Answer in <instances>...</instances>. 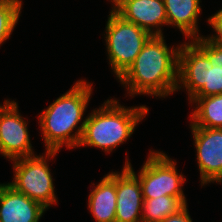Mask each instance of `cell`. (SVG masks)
<instances>
[{"instance_id": "6da1fadb", "label": "cell", "mask_w": 222, "mask_h": 222, "mask_svg": "<svg viewBox=\"0 0 222 222\" xmlns=\"http://www.w3.org/2000/svg\"><path fill=\"white\" fill-rule=\"evenodd\" d=\"M163 36H152L143 46L129 69L119 78L129 96L149 95L161 98L176 92L178 84V52Z\"/></svg>"}, {"instance_id": "7a4b0ae2", "label": "cell", "mask_w": 222, "mask_h": 222, "mask_svg": "<svg viewBox=\"0 0 222 222\" xmlns=\"http://www.w3.org/2000/svg\"><path fill=\"white\" fill-rule=\"evenodd\" d=\"M92 86V83L78 80L39 115L38 123L47 151L60 152L63 145L67 149L78 148L86 120L83 119L84 112L93 93Z\"/></svg>"}, {"instance_id": "3957f363", "label": "cell", "mask_w": 222, "mask_h": 222, "mask_svg": "<svg viewBox=\"0 0 222 222\" xmlns=\"http://www.w3.org/2000/svg\"><path fill=\"white\" fill-rule=\"evenodd\" d=\"M148 111L145 105L125 107L115 98L105 100L87 115L78 147H96L111 153L131 137Z\"/></svg>"}, {"instance_id": "277c9868", "label": "cell", "mask_w": 222, "mask_h": 222, "mask_svg": "<svg viewBox=\"0 0 222 222\" xmlns=\"http://www.w3.org/2000/svg\"><path fill=\"white\" fill-rule=\"evenodd\" d=\"M186 89L193 97L222 94V68L212 66L208 58L191 42L180 44L177 90Z\"/></svg>"}, {"instance_id": "5b68a950", "label": "cell", "mask_w": 222, "mask_h": 222, "mask_svg": "<svg viewBox=\"0 0 222 222\" xmlns=\"http://www.w3.org/2000/svg\"><path fill=\"white\" fill-rule=\"evenodd\" d=\"M105 27V45L112 72L119 79L136 60L143 46L152 37L134 23L122 19L112 9Z\"/></svg>"}, {"instance_id": "8992f818", "label": "cell", "mask_w": 222, "mask_h": 222, "mask_svg": "<svg viewBox=\"0 0 222 222\" xmlns=\"http://www.w3.org/2000/svg\"><path fill=\"white\" fill-rule=\"evenodd\" d=\"M45 156L32 155L13 160V180L8 184L16 191L26 195L32 200L41 203L49 209L57 204L55 187L51 170L48 164L58 151H47ZM48 158V159H47ZM56 202V203H55Z\"/></svg>"}, {"instance_id": "52a82bcc", "label": "cell", "mask_w": 222, "mask_h": 222, "mask_svg": "<svg viewBox=\"0 0 222 222\" xmlns=\"http://www.w3.org/2000/svg\"><path fill=\"white\" fill-rule=\"evenodd\" d=\"M148 155L138 174L143 198L185 197L182 188L186 179L177 172L175 160L163 151L150 150Z\"/></svg>"}, {"instance_id": "ba28073f", "label": "cell", "mask_w": 222, "mask_h": 222, "mask_svg": "<svg viewBox=\"0 0 222 222\" xmlns=\"http://www.w3.org/2000/svg\"><path fill=\"white\" fill-rule=\"evenodd\" d=\"M27 126L16 101L0 105V153L9 161L35 155Z\"/></svg>"}, {"instance_id": "9c48e42d", "label": "cell", "mask_w": 222, "mask_h": 222, "mask_svg": "<svg viewBox=\"0 0 222 222\" xmlns=\"http://www.w3.org/2000/svg\"><path fill=\"white\" fill-rule=\"evenodd\" d=\"M201 185L222 183V128L195 127L190 123Z\"/></svg>"}, {"instance_id": "30bf717a", "label": "cell", "mask_w": 222, "mask_h": 222, "mask_svg": "<svg viewBox=\"0 0 222 222\" xmlns=\"http://www.w3.org/2000/svg\"><path fill=\"white\" fill-rule=\"evenodd\" d=\"M117 192L115 222H142L143 194L139 178L127 158L121 172L115 171Z\"/></svg>"}, {"instance_id": "8fae6325", "label": "cell", "mask_w": 222, "mask_h": 222, "mask_svg": "<svg viewBox=\"0 0 222 222\" xmlns=\"http://www.w3.org/2000/svg\"><path fill=\"white\" fill-rule=\"evenodd\" d=\"M113 11L152 36H163L162 26H168L163 0H122Z\"/></svg>"}, {"instance_id": "7c38bea8", "label": "cell", "mask_w": 222, "mask_h": 222, "mask_svg": "<svg viewBox=\"0 0 222 222\" xmlns=\"http://www.w3.org/2000/svg\"><path fill=\"white\" fill-rule=\"evenodd\" d=\"M46 210L8 183H0V222H39Z\"/></svg>"}, {"instance_id": "4fadbf2b", "label": "cell", "mask_w": 222, "mask_h": 222, "mask_svg": "<svg viewBox=\"0 0 222 222\" xmlns=\"http://www.w3.org/2000/svg\"><path fill=\"white\" fill-rule=\"evenodd\" d=\"M168 26L177 27L189 41L201 37L198 19L201 15V0H163Z\"/></svg>"}, {"instance_id": "5bb4252c", "label": "cell", "mask_w": 222, "mask_h": 222, "mask_svg": "<svg viewBox=\"0 0 222 222\" xmlns=\"http://www.w3.org/2000/svg\"><path fill=\"white\" fill-rule=\"evenodd\" d=\"M116 202L115 172H111L91 190L88 208L96 222H115Z\"/></svg>"}, {"instance_id": "9a60e30c", "label": "cell", "mask_w": 222, "mask_h": 222, "mask_svg": "<svg viewBox=\"0 0 222 222\" xmlns=\"http://www.w3.org/2000/svg\"><path fill=\"white\" fill-rule=\"evenodd\" d=\"M194 111L190 115L191 124L202 128H222V94L193 97Z\"/></svg>"}, {"instance_id": "2e32d148", "label": "cell", "mask_w": 222, "mask_h": 222, "mask_svg": "<svg viewBox=\"0 0 222 222\" xmlns=\"http://www.w3.org/2000/svg\"><path fill=\"white\" fill-rule=\"evenodd\" d=\"M186 205V197L160 196L144 199L142 222H160L166 217L178 213Z\"/></svg>"}, {"instance_id": "e0dca14e", "label": "cell", "mask_w": 222, "mask_h": 222, "mask_svg": "<svg viewBox=\"0 0 222 222\" xmlns=\"http://www.w3.org/2000/svg\"><path fill=\"white\" fill-rule=\"evenodd\" d=\"M22 0H0V45L10 38L20 18Z\"/></svg>"}, {"instance_id": "ac0fdd59", "label": "cell", "mask_w": 222, "mask_h": 222, "mask_svg": "<svg viewBox=\"0 0 222 222\" xmlns=\"http://www.w3.org/2000/svg\"><path fill=\"white\" fill-rule=\"evenodd\" d=\"M191 42L208 58L212 66L222 68V45L212 42L205 35Z\"/></svg>"}, {"instance_id": "d6986e66", "label": "cell", "mask_w": 222, "mask_h": 222, "mask_svg": "<svg viewBox=\"0 0 222 222\" xmlns=\"http://www.w3.org/2000/svg\"><path fill=\"white\" fill-rule=\"evenodd\" d=\"M209 25L213 28L215 35L207 36L212 42L222 45V9L208 18Z\"/></svg>"}, {"instance_id": "ffe728a7", "label": "cell", "mask_w": 222, "mask_h": 222, "mask_svg": "<svg viewBox=\"0 0 222 222\" xmlns=\"http://www.w3.org/2000/svg\"><path fill=\"white\" fill-rule=\"evenodd\" d=\"M187 206L188 205H186L178 213L168 216L160 222H193L189 215Z\"/></svg>"}, {"instance_id": "44dd1931", "label": "cell", "mask_w": 222, "mask_h": 222, "mask_svg": "<svg viewBox=\"0 0 222 222\" xmlns=\"http://www.w3.org/2000/svg\"><path fill=\"white\" fill-rule=\"evenodd\" d=\"M112 4V10L122 1V0H110Z\"/></svg>"}]
</instances>
